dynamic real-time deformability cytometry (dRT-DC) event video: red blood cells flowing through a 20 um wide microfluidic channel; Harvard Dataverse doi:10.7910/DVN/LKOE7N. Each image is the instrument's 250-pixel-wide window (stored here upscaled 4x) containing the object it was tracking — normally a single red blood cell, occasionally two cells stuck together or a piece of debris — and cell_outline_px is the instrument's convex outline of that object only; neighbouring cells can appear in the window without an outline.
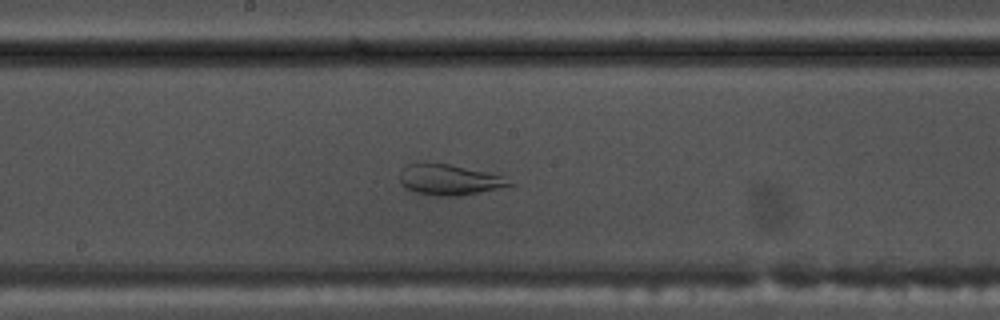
{"species": "common noctule bat (a hibernating species)", "species_latin": "Nyctalus noctula", "temperature_condition": "warm", "stored_images_in_passage": 54, "camera_frame_rate_fps": 3000, "um_per_image_px": 0.085, "animal": {"sex": "male", "body_mass_g": 17.5, "forearm_length_mm": 52.3}, "frame": {"image": 1, "passage_image": 28, "time_ms": 9.0, "image_size_px": [1000, 320], "cell_outline_px": [[516, 184], [456, 196], [436, 196], [416, 192], [404, 188], [400, 184], [400, 172], [408, 164], [448, 164], [496, 172], [504, 176]], "centroid_in_image_um": [38.22, 15.27], "position_along_channel_um": 210.0, "area_um2": 19.54}}
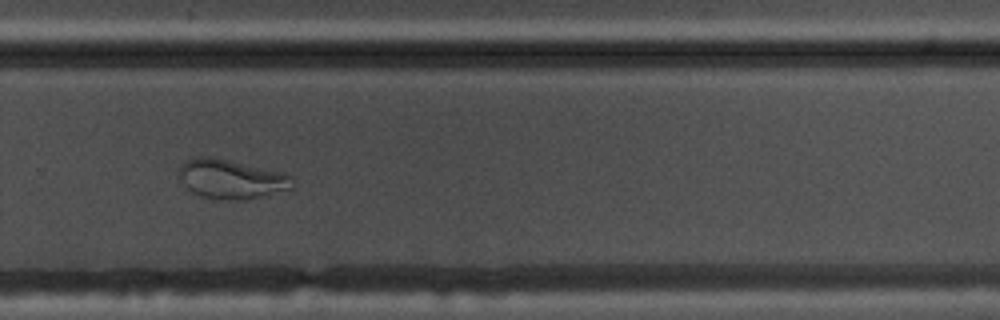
{"frame": {"image": 2, "passage_image": 36, "time_ms": 11.667, "image_size_px": [1000, 320], "cell_outline_px": [[296, 188], [260, 196], [236, 200], [224, 200], [200, 196], [192, 192], [184, 184], [180, 176], [180, 164], [188, 160], [200, 156], [208, 156], [228, 160], [284, 172], [292, 176]], "centroid_in_image_um": [19.7, 15.22], "position_along_channel_um": 310.1, "area_um2": 25.84}}
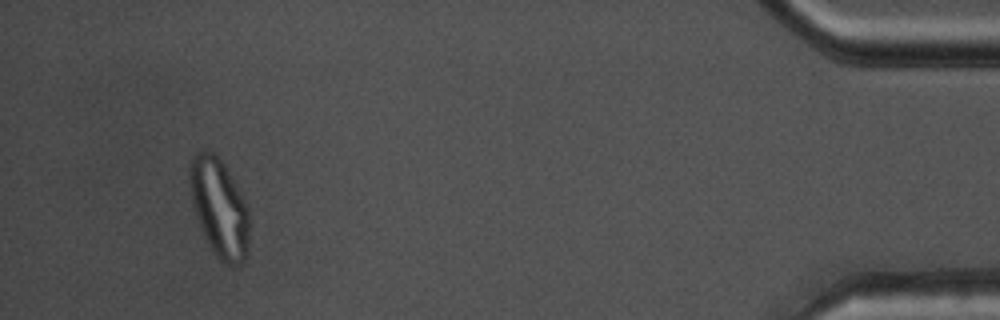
{"frame": {"image": 3, "passage_image": 50, "time_ms": 16.333, "image_size_px": [1000, 320], "cell_outline_px": [[248, 256], [244, 264], [232, 268], [220, 260], [212, 252], [200, 228], [196, 216], [192, 200], [192, 156], [200, 148], [212, 152], [220, 160], [244, 196], [248, 204]], "centroid_in_image_um": [18.7, 17.77], "position_along_channel_um": 416.5, "area_um2": 34.04}}